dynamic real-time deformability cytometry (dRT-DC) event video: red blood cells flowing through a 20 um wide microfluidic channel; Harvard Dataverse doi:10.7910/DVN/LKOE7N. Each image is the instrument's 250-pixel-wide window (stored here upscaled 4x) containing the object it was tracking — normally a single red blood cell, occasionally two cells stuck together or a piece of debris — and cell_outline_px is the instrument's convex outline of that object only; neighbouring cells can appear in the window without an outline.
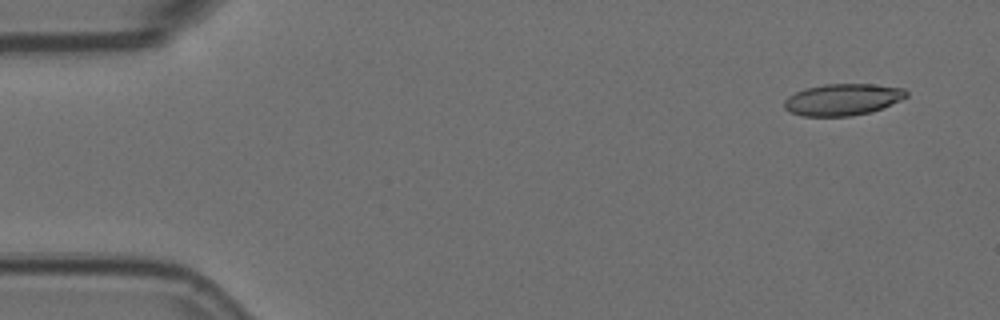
{"species": "Egyptian fruit bat (a non-hibernating species)", "species_latin": "Rousettus aegyptiacus", "temperature_condition": "room temperature", "stored_images_in_passage": 7, "camera_frame_rate_fps": 3000, "um_per_image_px": 0.085, "animal": {"sex": "female"}, "frame": {"image": 1, "passage_image": 1, "time_ms": 0.0, "image_size_px": [1000, 320], "cell_outline_px": [[908, 96], [900, 100], [872, 112], [852, 116], [804, 116], [788, 112], [784, 108], [784, 100], [788, 96], [804, 88], [824, 84], [872, 84], [904, 88], [908, 92]], "centroid_in_image_um": [71.61, 8.46], "position_along_channel_um": 13.4, "area_um2": 22.66}}
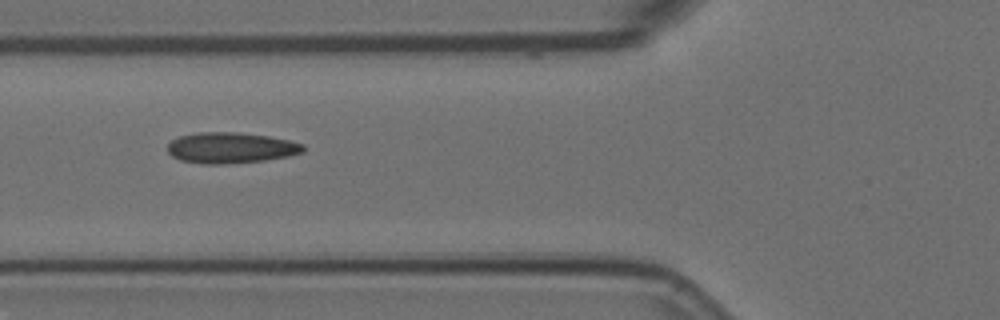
{"frame": {"image": 2, "passage_image": 5, "time_ms": 1.333, "image_size_px": [1000, 320], "cell_outline_px": [[304, 152], [288, 156], [264, 160], [220, 164], [204, 164], [180, 160], [172, 156], [168, 152], [168, 144], [172, 140], [180, 136], [196, 132], [240, 132], [268, 136], [288, 140], [304, 144]], "centroid_in_image_um": [19.61, 12.55], "position_along_channel_um": 106.2, "area_um2": 24.33}}
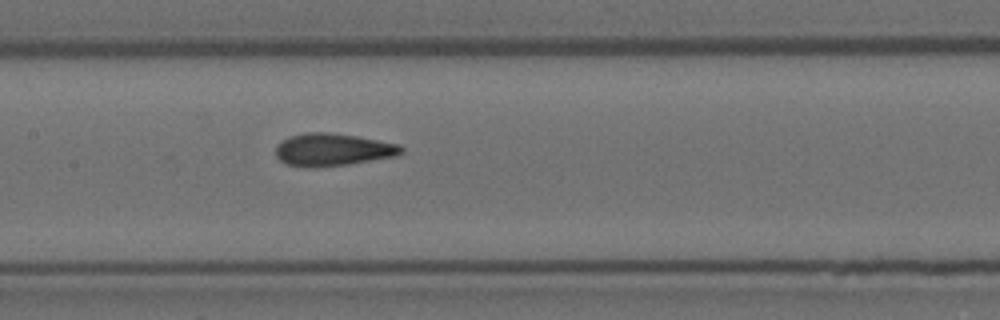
{"frame": {"image": 3, "passage_image": 7, "time_ms": 2.0, "image_size_px": [1000, 320], "cell_outline_px": [[404, 152], [396, 156], [348, 164], [316, 168], [304, 168], [288, 164], [280, 160], [276, 156], [276, 148], [284, 140], [292, 136], [304, 132], [328, 132], [356, 136], [400, 144], [404, 148]], "centroid_in_image_um": [28.31, 12.73], "position_along_channel_um": 179.1, "area_um2": 23.81}}